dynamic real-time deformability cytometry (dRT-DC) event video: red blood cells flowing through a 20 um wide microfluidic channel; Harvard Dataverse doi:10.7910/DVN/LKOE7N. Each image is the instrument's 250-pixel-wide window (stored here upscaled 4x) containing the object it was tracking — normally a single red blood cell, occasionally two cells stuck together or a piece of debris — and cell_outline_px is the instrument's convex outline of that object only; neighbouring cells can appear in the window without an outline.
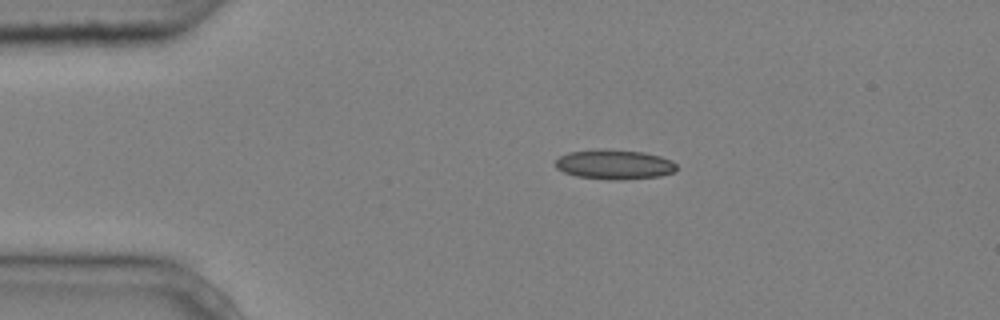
{"species": "common noctule bat (a hibernating species)", "species_latin": "Nyctalus noctula", "temperature_condition": "cold", "stored_images_in_passage": 4, "camera_frame_rate_fps": 3000, "um_per_image_px": 0.085, "animal": {"sex": "male", "body_mass_g": 20.4}, "frame": {"image": 1, "passage_image": 1, "time_ms": 0.0, "image_size_px": [1000, 320], "cell_outline_px": [[676, 168], [672, 172], [660, 176], [620, 180], [608, 180], [576, 176], [564, 172], [556, 168], [556, 160], [560, 156], [568, 152], [604, 148], [644, 152], [660, 156], [672, 160], [676, 164]], "centroid_in_image_um": [52.21, 13.97], "position_along_channel_um": 32.8, "area_um2": 21.1}}
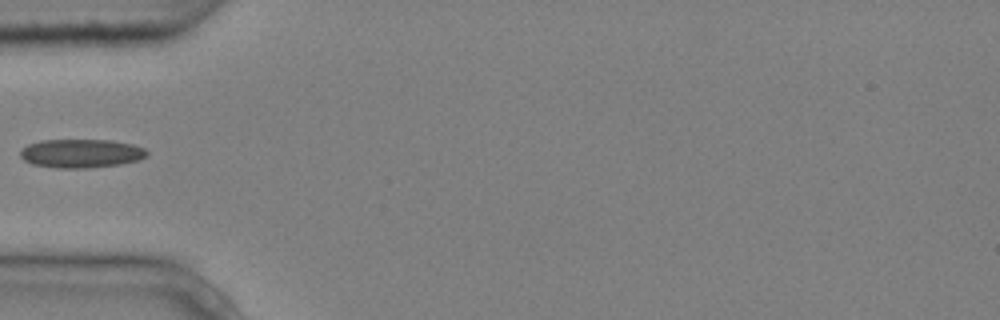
{"frame": {"image": 2, "passage_image": 3, "time_ms": 0.667, "image_size_px": [1000, 320], "cell_outline_px": [[148, 156], [136, 160], [120, 164], [88, 168], [56, 168], [32, 164], [24, 160], [20, 156], [20, 152], [28, 144], [40, 140], [112, 140], [132, 144], [144, 148], [148, 152]], "centroid_in_image_um": [6.89, 13.04], "position_along_channel_um": 78.1, "area_um2": 21.15}}
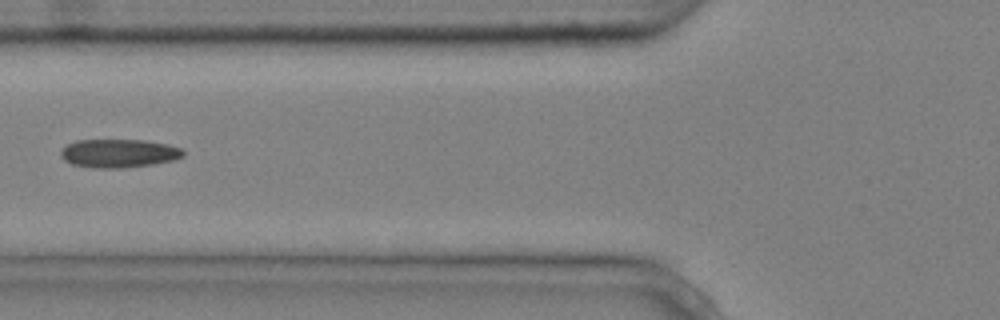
{"frame": {"image": 3, "passage_image": 4, "time_ms": 1.0, "image_size_px": [1000, 320], "cell_outline_px": [[184, 156], [172, 160], [152, 164], [120, 168], [92, 168], [72, 164], [64, 160], [60, 156], [60, 152], [68, 144], [76, 140], [144, 140], [168, 144], [180, 148], [184, 152]], "centroid_in_image_um": [10.08, 13.03], "position_along_channel_um": 115.7, "area_um2": 20.23}}